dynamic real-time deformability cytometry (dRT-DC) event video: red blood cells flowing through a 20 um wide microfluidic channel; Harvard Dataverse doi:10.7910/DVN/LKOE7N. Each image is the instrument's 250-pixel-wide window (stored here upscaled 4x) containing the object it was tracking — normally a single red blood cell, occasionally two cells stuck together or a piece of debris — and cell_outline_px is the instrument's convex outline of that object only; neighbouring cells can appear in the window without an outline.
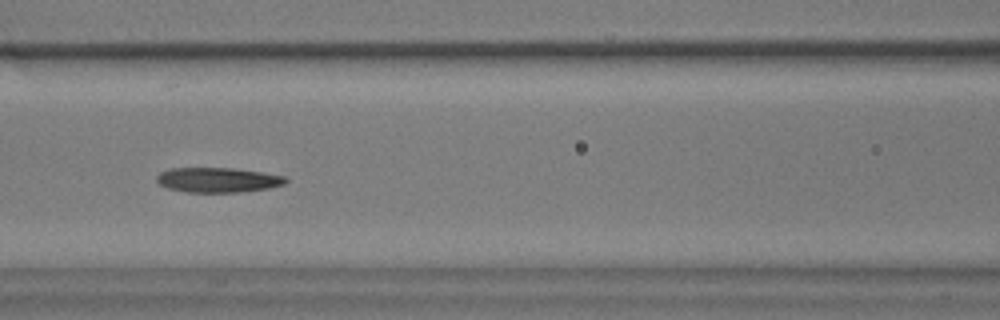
{"species": "common noctule bat (a hibernating species)", "species_latin": "Nyctalus noctula", "temperature_condition": "warm", "stored_images_in_passage": 32, "camera_frame_rate_fps": 3000, "um_per_image_px": 0.085, "animal": {"sex": "male", "body_mass_g": 17.9}, "frame": {"image": 1, "passage_image": 10, "time_ms": 3.0, "image_size_px": [1000, 320], "cell_outline_px": [[288, 180], [284, 184], [268, 188], [240, 192], [184, 192], [168, 188], [160, 184], [156, 180], [156, 176], [160, 172], [168, 168], [232, 168], [260, 172], [284, 176]], "centroid_in_image_um": [18.47, 15.29], "position_along_channel_um": 148.1, "area_um2": 18.61}, "authors_computed_cell_mechanics": {"area_um2": 18.785, "velocity_mm_per_s": 3.5677, "shape_relaxation_time_tau1_ms": null, "shape_relaxation_time_tau2_ms": 9.8068, "deformation_change_tau1": null, "deformation_change_tau2": 0.1732}}